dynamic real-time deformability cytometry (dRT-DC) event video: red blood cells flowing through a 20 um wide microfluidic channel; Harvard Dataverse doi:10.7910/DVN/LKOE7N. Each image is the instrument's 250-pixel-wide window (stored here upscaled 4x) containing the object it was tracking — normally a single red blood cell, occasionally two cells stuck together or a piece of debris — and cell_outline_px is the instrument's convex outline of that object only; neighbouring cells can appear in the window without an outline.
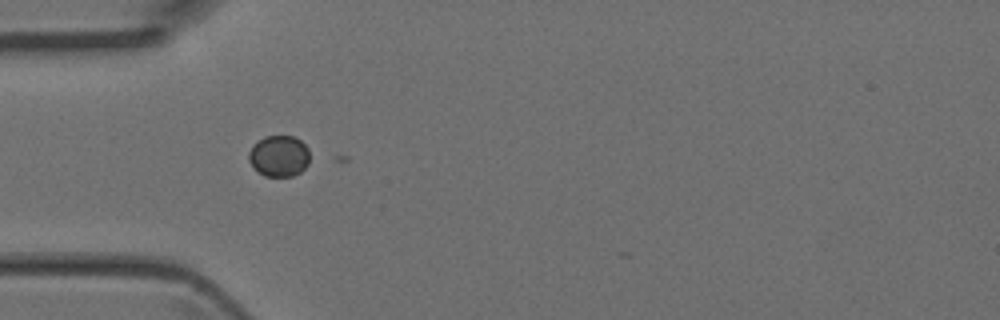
{"species": "Egyptian fruit bat (a non-hibernating species)", "species_latin": "Rousettus aegyptiacus", "temperature_condition": "room temperature", "stored_images_in_passage": 18, "camera_frame_rate_fps": 3000, "um_per_image_px": 0.085, "animal": {"sex": "female"}, "frame": {"image": 1, "passage_image": 15, "time_ms": 4.667, "image_size_px": [1000, 320], "cell_outline_px": [[308, 164], [300, 172], [292, 176], [264, 176], [252, 168], [248, 160], [248, 152], [252, 144], [264, 136], [296, 136], [308, 148]], "centroid_in_image_um": [23.67, 13.25], "position_along_channel_um": 61.3, "area_um2": 14.85}}